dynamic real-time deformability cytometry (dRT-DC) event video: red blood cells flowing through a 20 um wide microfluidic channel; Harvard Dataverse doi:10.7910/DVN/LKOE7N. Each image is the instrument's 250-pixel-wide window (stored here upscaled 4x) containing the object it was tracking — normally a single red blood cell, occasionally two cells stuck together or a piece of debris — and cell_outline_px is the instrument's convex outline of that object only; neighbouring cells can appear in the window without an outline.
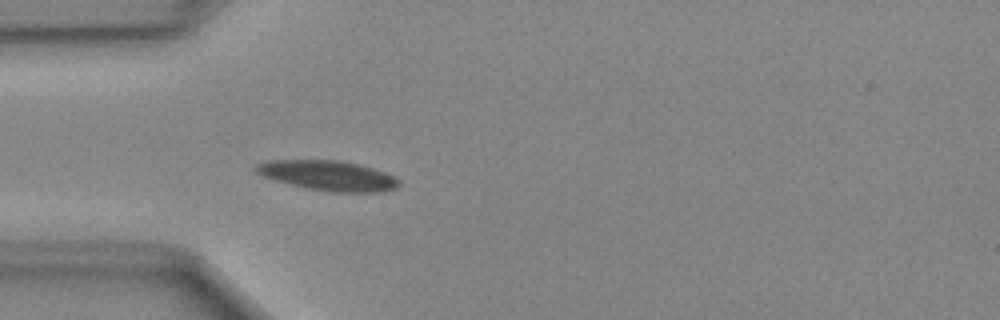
{"species": "Egyptian fruit bat (a non-hibernating species)", "species_latin": "Rousettus aegyptiacus", "temperature_condition": "cold", "stored_images_in_passage": 45, "camera_frame_rate_fps": 3000, "um_per_image_px": 0.085, "animal": {"sex": "female"}, "frame": {"image": 1, "passage_image": 10, "time_ms": 3.0, "image_size_px": [1000, 320], "cell_outline_px": [[400, 184], [396, 188], [384, 192], [332, 192], [304, 188], [276, 180], [264, 176], [256, 172], [252, 168], [256, 164], [268, 160], [340, 160], [372, 168], [384, 172], [400, 180]], "centroid_in_image_um": [27.88, 14.93], "position_along_channel_um": 57.1, "area_um2": 24.97}}
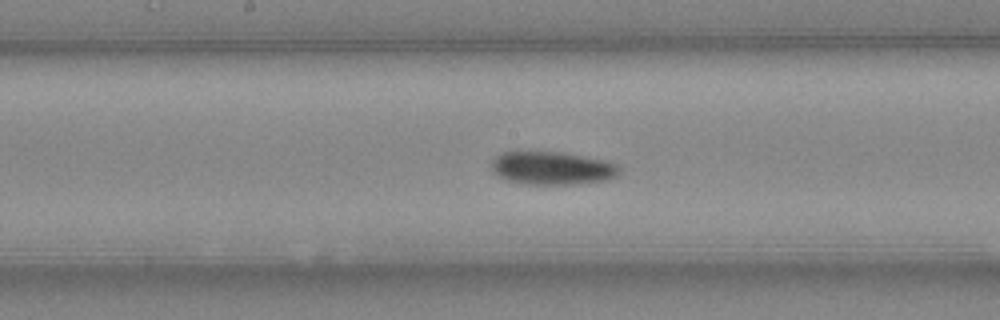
{"frame": {"image": 2, "passage_image": 21, "time_ms": 6.667, "image_size_px": [1000, 320], "cell_outline_px": [[620, 172], [616, 176], [608, 180], [576, 184], [520, 184], [508, 180], [492, 172], [492, 160], [496, 156], [504, 152], [564, 152], [604, 160], [616, 164], [620, 168]], "centroid_in_image_um": [46.95, 14.3], "position_along_channel_um": 201.3, "area_um2": 24.68}}
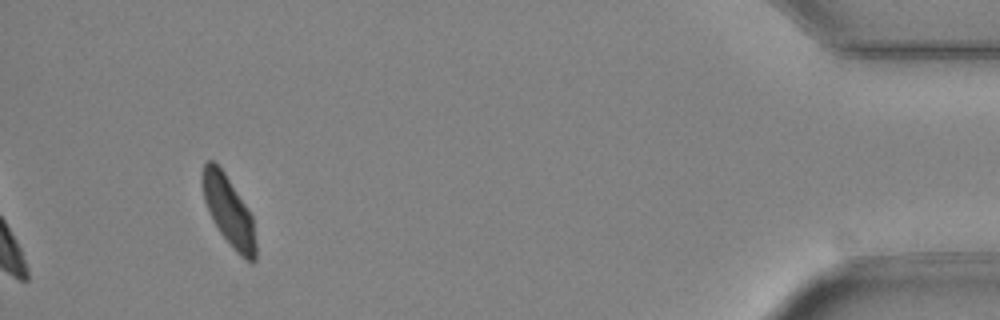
{"frame": {"image": 3, "passage_image": 42, "time_ms": 13.667, "image_size_px": [1000, 320], "cell_outline_px": [[256, 260], [252, 264], [240, 256], [232, 248], [220, 232], [204, 200], [200, 180], [200, 172], [204, 164], [208, 160], [212, 160], [224, 172], [252, 216], [256, 240]], "centroid_in_image_um": [19.43, 17.95], "position_along_channel_um": 415.8, "area_um2": 21.56}}